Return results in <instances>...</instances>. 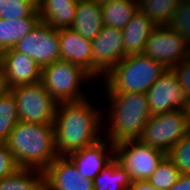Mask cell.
<instances>
[{
	"label": "cell",
	"mask_w": 190,
	"mask_h": 190,
	"mask_svg": "<svg viewBox=\"0 0 190 190\" xmlns=\"http://www.w3.org/2000/svg\"><path fill=\"white\" fill-rule=\"evenodd\" d=\"M104 26L123 29L140 9L139 0H118L101 5Z\"/></svg>",
	"instance_id": "44dd1931"
},
{
	"label": "cell",
	"mask_w": 190,
	"mask_h": 190,
	"mask_svg": "<svg viewBox=\"0 0 190 190\" xmlns=\"http://www.w3.org/2000/svg\"><path fill=\"white\" fill-rule=\"evenodd\" d=\"M5 143L18 168L44 171L58 157L53 124L19 121Z\"/></svg>",
	"instance_id": "7a4b0ae2"
},
{
	"label": "cell",
	"mask_w": 190,
	"mask_h": 190,
	"mask_svg": "<svg viewBox=\"0 0 190 190\" xmlns=\"http://www.w3.org/2000/svg\"><path fill=\"white\" fill-rule=\"evenodd\" d=\"M94 1H96L99 5H103V4L110 3L113 1H118V0H94Z\"/></svg>",
	"instance_id": "d590c367"
},
{
	"label": "cell",
	"mask_w": 190,
	"mask_h": 190,
	"mask_svg": "<svg viewBox=\"0 0 190 190\" xmlns=\"http://www.w3.org/2000/svg\"><path fill=\"white\" fill-rule=\"evenodd\" d=\"M143 54L172 69L190 54V46L176 31L160 26L151 32Z\"/></svg>",
	"instance_id": "30bf717a"
},
{
	"label": "cell",
	"mask_w": 190,
	"mask_h": 190,
	"mask_svg": "<svg viewBox=\"0 0 190 190\" xmlns=\"http://www.w3.org/2000/svg\"><path fill=\"white\" fill-rule=\"evenodd\" d=\"M106 144H110V152L106 155ZM113 152V153H112ZM111 153V155H109ZM113 154V155H112ZM77 167L82 177L93 180L102 169L114 160V145L103 138L93 145L74 151L67 156Z\"/></svg>",
	"instance_id": "9a60e30c"
},
{
	"label": "cell",
	"mask_w": 190,
	"mask_h": 190,
	"mask_svg": "<svg viewBox=\"0 0 190 190\" xmlns=\"http://www.w3.org/2000/svg\"><path fill=\"white\" fill-rule=\"evenodd\" d=\"M189 131L185 111L173 110L150 116L138 140L168 154Z\"/></svg>",
	"instance_id": "52a82bcc"
},
{
	"label": "cell",
	"mask_w": 190,
	"mask_h": 190,
	"mask_svg": "<svg viewBox=\"0 0 190 190\" xmlns=\"http://www.w3.org/2000/svg\"><path fill=\"white\" fill-rule=\"evenodd\" d=\"M146 96L151 116L173 110H184L186 106V97L172 69H167L158 78Z\"/></svg>",
	"instance_id": "7c38bea8"
},
{
	"label": "cell",
	"mask_w": 190,
	"mask_h": 190,
	"mask_svg": "<svg viewBox=\"0 0 190 190\" xmlns=\"http://www.w3.org/2000/svg\"><path fill=\"white\" fill-rule=\"evenodd\" d=\"M122 29L103 26L92 42V77L106 75L126 57Z\"/></svg>",
	"instance_id": "8fae6325"
},
{
	"label": "cell",
	"mask_w": 190,
	"mask_h": 190,
	"mask_svg": "<svg viewBox=\"0 0 190 190\" xmlns=\"http://www.w3.org/2000/svg\"><path fill=\"white\" fill-rule=\"evenodd\" d=\"M38 9L29 17L7 20L0 18V54L16 43L40 22Z\"/></svg>",
	"instance_id": "ffe728a7"
},
{
	"label": "cell",
	"mask_w": 190,
	"mask_h": 190,
	"mask_svg": "<svg viewBox=\"0 0 190 190\" xmlns=\"http://www.w3.org/2000/svg\"><path fill=\"white\" fill-rule=\"evenodd\" d=\"M0 190H44V173L36 169L17 168L0 179Z\"/></svg>",
	"instance_id": "7402d4cb"
},
{
	"label": "cell",
	"mask_w": 190,
	"mask_h": 190,
	"mask_svg": "<svg viewBox=\"0 0 190 190\" xmlns=\"http://www.w3.org/2000/svg\"><path fill=\"white\" fill-rule=\"evenodd\" d=\"M60 60L82 67L92 76V42L73 29H60Z\"/></svg>",
	"instance_id": "2e32d148"
},
{
	"label": "cell",
	"mask_w": 190,
	"mask_h": 190,
	"mask_svg": "<svg viewBox=\"0 0 190 190\" xmlns=\"http://www.w3.org/2000/svg\"><path fill=\"white\" fill-rule=\"evenodd\" d=\"M128 173L114 159L93 179L94 190H127L131 185Z\"/></svg>",
	"instance_id": "603a6c76"
},
{
	"label": "cell",
	"mask_w": 190,
	"mask_h": 190,
	"mask_svg": "<svg viewBox=\"0 0 190 190\" xmlns=\"http://www.w3.org/2000/svg\"><path fill=\"white\" fill-rule=\"evenodd\" d=\"M91 78L82 67L65 60L44 66L41 73L44 88L58 103L85 99L81 82Z\"/></svg>",
	"instance_id": "5b68a950"
},
{
	"label": "cell",
	"mask_w": 190,
	"mask_h": 190,
	"mask_svg": "<svg viewBox=\"0 0 190 190\" xmlns=\"http://www.w3.org/2000/svg\"><path fill=\"white\" fill-rule=\"evenodd\" d=\"M15 98L19 121L53 124L58 102L41 81L20 85L9 90Z\"/></svg>",
	"instance_id": "8992f818"
},
{
	"label": "cell",
	"mask_w": 190,
	"mask_h": 190,
	"mask_svg": "<svg viewBox=\"0 0 190 190\" xmlns=\"http://www.w3.org/2000/svg\"><path fill=\"white\" fill-rule=\"evenodd\" d=\"M0 67L9 89L41 81L42 68L34 59L14 48L0 54Z\"/></svg>",
	"instance_id": "4fadbf2b"
},
{
	"label": "cell",
	"mask_w": 190,
	"mask_h": 190,
	"mask_svg": "<svg viewBox=\"0 0 190 190\" xmlns=\"http://www.w3.org/2000/svg\"><path fill=\"white\" fill-rule=\"evenodd\" d=\"M166 156L167 153L138 139L114 145V159L128 173L131 181H147Z\"/></svg>",
	"instance_id": "ba28073f"
},
{
	"label": "cell",
	"mask_w": 190,
	"mask_h": 190,
	"mask_svg": "<svg viewBox=\"0 0 190 190\" xmlns=\"http://www.w3.org/2000/svg\"><path fill=\"white\" fill-rule=\"evenodd\" d=\"M169 190H190V175H180L178 181Z\"/></svg>",
	"instance_id": "1f68e13d"
},
{
	"label": "cell",
	"mask_w": 190,
	"mask_h": 190,
	"mask_svg": "<svg viewBox=\"0 0 190 190\" xmlns=\"http://www.w3.org/2000/svg\"><path fill=\"white\" fill-rule=\"evenodd\" d=\"M19 122L14 95L8 91L0 97V142H6L11 131Z\"/></svg>",
	"instance_id": "d4e9b609"
},
{
	"label": "cell",
	"mask_w": 190,
	"mask_h": 190,
	"mask_svg": "<svg viewBox=\"0 0 190 190\" xmlns=\"http://www.w3.org/2000/svg\"><path fill=\"white\" fill-rule=\"evenodd\" d=\"M18 168L12 153L5 142H0V179L10 175Z\"/></svg>",
	"instance_id": "4dcf8cb0"
},
{
	"label": "cell",
	"mask_w": 190,
	"mask_h": 190,
	"mask_svg": "<svg viewBox=\"0 0 190 190\" xmlns=\"http://www.w3.org/2000/svg\"><path fill=\"white\" fill-rule=\"evenodd\" d=\"M127 190H158L148 181H132Z\"/></svg>",
	"instance_id": "d6a6232c"
},
{
	"label": "cell",
	"mask_w": 190,
	"mask_h": 190,
	"mask_svg": "<svg viewBox=\"0 0 190 190\" xmlns=\"http://www.w3.org/2000/svg\"><path fill=\"white\" fill-rule=\"evenodd\" d=\"M168 27L176 31L190 46V0H181Z\"/></svg>",
	"instance_id": "f1b7e54d"
},
{
	"label": "cell",
	"mask_w": 190,
	"mask_h": 190,
	"mask_svg": "<svg viewBox=\"0 0 190 190\" xmlns=\"http://www.w3.org/2000/svg\"><path fill=\"white\" fill-rule=\"evenodd\" d=\"M172 70L176 74L183 95L187 98L190 96V54Z\"/></svg>",
	"instance_id": "f546056e"
},
{
	"label": "cell",
	"mask_w": 190,
	"mask_h": 190,
	"mask_svg": "<svg viewBox=\"0 0 190 190\" xmlns=\"http://www.w3.org/2000/svg\"><path fill=\"white\" fill-rule=\"evenodd\" d=\"M101 115L86 98L58 103L53 123L57 155L68 156L101 140Z\"/></svg>",
	"instance_id": "6da1fadb"
},
{
	"label": "cell",
	"mask_w": 190,
	"mask_h": 190,
	"mask_svg": "<svg viewBox=\"0 0 190 190\" xmlns=\"http://www.w3.org/2000/svg\"><path fill=\"white\" fill-rule=\"evenodd\" d=\"M181 0H139L140 10L156 26H168Z\"/></svg>",
	"instance_id": "cb8c5ba5"
},
{
	"label": "cell",
	"mask_w": 190,
	"mask_h": 190,
	"mask_svg": "<svg viewBox=\"0 0 190 190\" xmlns=\"http://www.w3.org/2000/svg\"><path fill=\"white\" fill-rule=\"evenodd\" d=\"M155 27L139 9L130 22L122 29L125 55L142 54L145 44Z\"/></svg>",
	"instance_id": "ac0fdd59"
},
{
	"label": "cell",
	"mask_w": 190,
	"mask_h": 190,
	"mask_svg": "<svg viewBox=\"0 0 190 190\" xmlns=\"http://www.w3.org/2000/svg\"><path fill=\"white\" fill-rule=\"evenodd\" d=\"M174 162L166 156L147 181L158 190H169L179 179Z\"/></svg>",
	"instance_id": "484cf974"
},
{
	"label": "cell",
	"mask_w": 190,
	"mask_h": 190,
	"mask_svg": "<svg viewBox=\"0 0 190 190\" xmlns=\"http://www.w3.org/2000/svg\"><path fill=\"white\" fill-rule=\"evenodd\" d=\"M13 48L20 53L28 55L43 68L60 60L59 30L40 21Z\"/></svg>",
	"instance_id": "9c48e42d"
},
{
	"label": "cell",
	"mask_w": 190,
	"mask_h": 190,
	"mask_svg": "<svg viewBox=\"0 0 190 190\" xmlns=\"http://www.w3.org/2000/svg\"><path fill=\"white\" fill-rule=\"evenodd\" d=\"M167 68L142 54L129 55L105 76L107 93H147Z\"/></svg>",
	"instance_id": "277c9868"
},
{
	"label": "cell",
	"mask_w": 190,
	"mask_h": 190,
	"mask_svg": "<svg viewBox=\"0 0 190 190\" xmlns=\"http://www.w3.org/2000/svg\"><path fill=\"white\" fill-rule=\"evenodd\" d=\"M167 156L180 175H190V131L171 148Z\"/></svg>",
	"instance_id": "83f0119b"
},
{
	"label": "cell",
	"mask_w": 190,
	"mask_h": 190,
	"mask_svg": "<svg viewBox=\"0 0 190 190\" xmlns=\"http://www.w3.org/2000/svg\"><path fill=\"white\" fill-rule=\"evenodd\" d=\"M184 111H185L186 119L190 126V96L186 98V106H185Z\"/></svg>",
	"instance_id": "e575fe53"
},
{
	"label": "cell",
	"mask_w": 190,
	"mask_h": 190,
	"mask_svg": "<svg viewBox=\"0 0 190 190\" xmlns=\"http://www.w3.org/2000/svg\"><path fill=\"white\" fill-rule=\"evenodd\" d=\"M9 87L6 82L5 74L0 67V97L5 95L9 91Z\"/></svg>",
	"instance_id": "836d02e7"
},
{
	"label": "cell",
	"mask_w": 190,
	"mask_h": 190,
	"mask_svg": "<svg viewBox=\"0 0 190 190\" xmlns=\"http://www.w3.org/2000/svg\"><path fill=\"white\" fill-rule=\"evenodd\" d=\"M40 20L56 30L72 27L77 4L72 0H39Z\"/></svg>",
	"instance_id": "e0dca14e"
},
{
	"label": "cell",
	"mask_w": 190,
	"mask_h": 190,
	"mask_svg": "<svg viewBox=\"0 0 190 190\" xmlns=\"http://www.w3.org/2000/svg\"><path fill=\"white\" fill-rule=\"evenodd\" d=\"M103 26L101 5L94 0H86L77 4L71 29L92 41Z\"/></svg>",
	"instance_id": "d6986e66"
},
{
	"label": "cell",
	"mask_w": 190,
	"mask_h": 190,
	"mask_svg": "<svg viewBox=\"0 0 190 190\" xmlns=\"http://www.w3.org/2000/svg\"><path fill=\"white\" fill-rule=\"evenodd\" d=\"M44 190H94L67 156H58L44 171Z\"/></svg>",
	"instance_id": "5bb4252c"
},
{
	"label": "cell",
	"mask_w": 190,
	"mask_h": 190,
	"mask_svg": "<svg viewBox=\"0 0 190 190\" xmlns=\"http://www.w3.org/2000/svg\"><path fill=\"white\" fill-rule=\"evenodd\" d=\"M38 9L35 0H0V18L16 20L31 16Z\"/></svg>",
	"instance_id": "4316f807"
},
{
	"label": "cell",
	"mask_w": 190,
	"mask_h": 190,
	"mask_svg": "<svg viewBox=\"0 0 190 190\" xmlns=\"http://www.w3.org/2000/svg\"><path fill=\"white\" fill-rule=\"evenodd\" d=\"M110 100L109 142L136 140L150 118L146 93H107Z\"/></svg>",
	"instance_id": "3957f363"
},
{
	"label": "cell",
	"mask_w": 190,
	"mask_h": 190,
	"mask_svg": "<svg viewBox=\"0 0 190 190\" xmlns=\"http://www.w3.org/2000/svg\"><path fill=\"white\" fill-rule=\"evenodd\" d=\"M72 1L75 2L76 4H78V3H81V2L86 1V0H72Z\"/></svg>",
	"instance_id": "8d00e7d4"
}]
</instances>
